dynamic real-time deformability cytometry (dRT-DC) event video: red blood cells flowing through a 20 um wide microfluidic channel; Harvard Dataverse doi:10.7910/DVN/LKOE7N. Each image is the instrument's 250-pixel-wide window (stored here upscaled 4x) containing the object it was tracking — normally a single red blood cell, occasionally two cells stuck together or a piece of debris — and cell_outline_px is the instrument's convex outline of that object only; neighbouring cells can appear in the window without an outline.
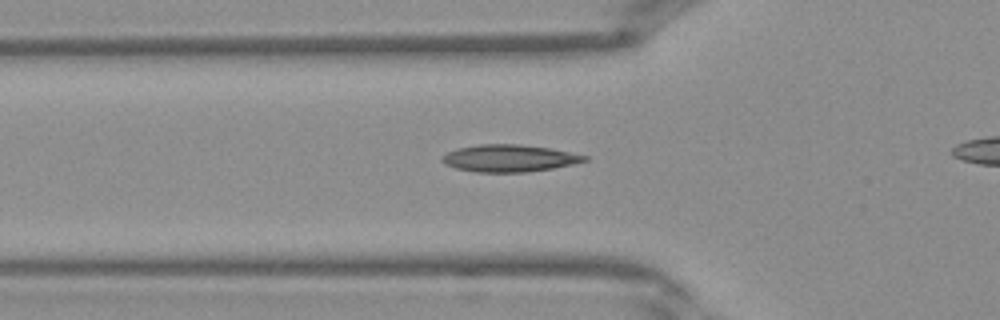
{"species": "Egyptian fruit bat (a non-hibernating species)", "species_latin": "Rousettus aegyptiacus", "temperature_condition": "warm", "stored_images_in_passage": 27, "camera_frame_rate_fps": 3000, "um_per_image_px": 0.085, "frame": {"image": 1, "passage_image": 6, "time_ms": 1.667, "image_size_px": [1000, 320], "cell_outline_px": [[588, 160], [572, 164], [552, 168], [528, 172], [476, 172], [456, 168], [444, 164], [440, 160], [448, 152], [456, 148], [480, 144], [516, 144], [548, 148], [588, 156]], "centroid_in_image_um": [43.25, 13.45], "position_along_channel_um": 82.6, "area_um2": 22.31}}
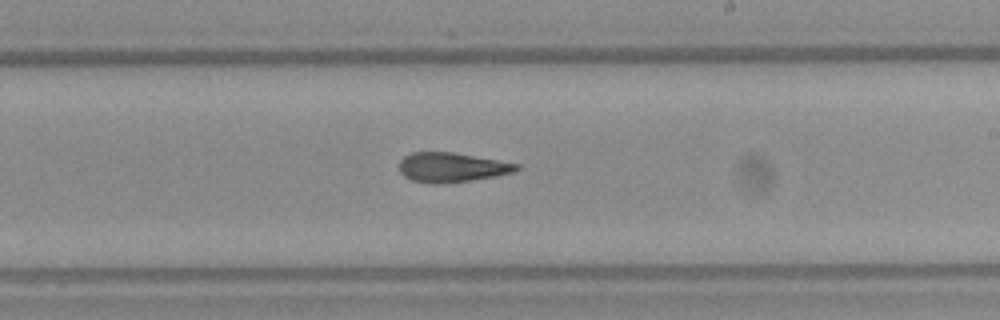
{"frame": {"image": 2, "passage_image": 16, "time_ms": 5.0, "image_size_px": [1000, 320], "cell_outline_px": [[520, 168], [516, 172], [496, 176], [472, 180], [440, 184], [432, 184], [412, 180], [404, 176], [400, 172], [400, 160], [404, 156], [412, 152], [452, 152], [520, 164]], "centroid_in_image_um": [38.41, 14.23], "position_along_channel_um": 250.6, "area_um2": 20.23}}
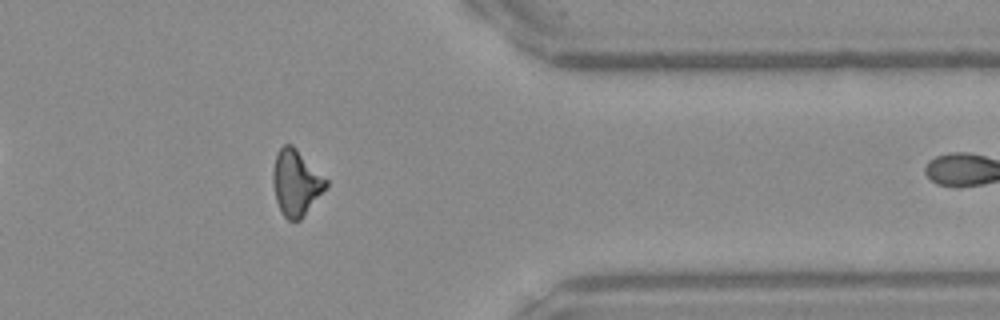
{"frame": {"image": 3, "passage_image": 25, "time_ms": 8.0, "image_size_px": [1000, 320], "cell_outline_px": [[328, 188], [304, 216], [300, 220], [288, 220], [284, 216], [276, 200], [272, 184], [272, 172], [276, 156], [280, 148], [284, 144], [292, 144], [328, 180]], "centroid_in_image_um": [25.18, 15.54], "position_along_channel_um": 386.2, "area_um2": 20.46}}